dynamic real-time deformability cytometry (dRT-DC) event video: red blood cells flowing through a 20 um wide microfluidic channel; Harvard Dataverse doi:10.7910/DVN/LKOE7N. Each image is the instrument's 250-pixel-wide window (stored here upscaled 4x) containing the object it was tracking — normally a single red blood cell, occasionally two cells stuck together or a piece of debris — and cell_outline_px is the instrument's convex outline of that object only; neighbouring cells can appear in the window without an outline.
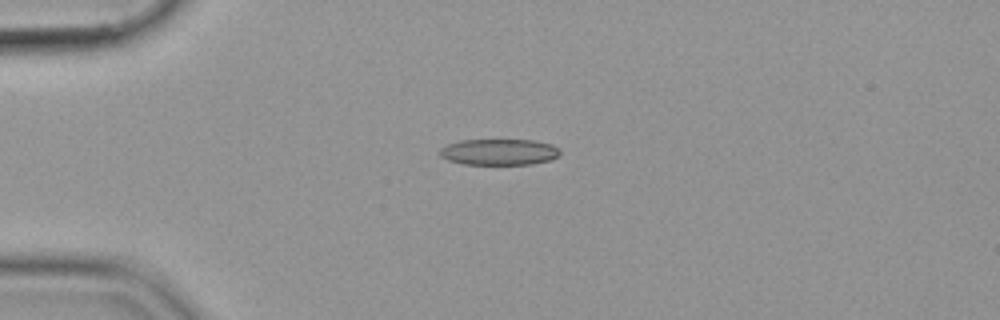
{"species": "common noctule bat (a hibernating species)", "species_latin": "Nyctalus noctula", "temperature_condition": "cold", "stored_images_in_passage": 42, "camera_frame_rate_fps": 3000, "um_per_image_px": 0.085, "animal": {"sex": "female", "body_mass_g": 19.9}, "frame": {"image": 1, "passage_image": 1, "time_ms": 0.0, "image_size_px": [1000, 320], "cell_outline_px": [[560, 156], [552, 160], [532, 164], [464, 164], [448, 160], [440, 156], [440, 148], [448, 144], [460, 140], [532, 140], [552, 144], [560, 148]], "centroid_in_image_um": [42.47, 12.92], "position_along_channel_um": 42.5, "area_um2": 18.44}}
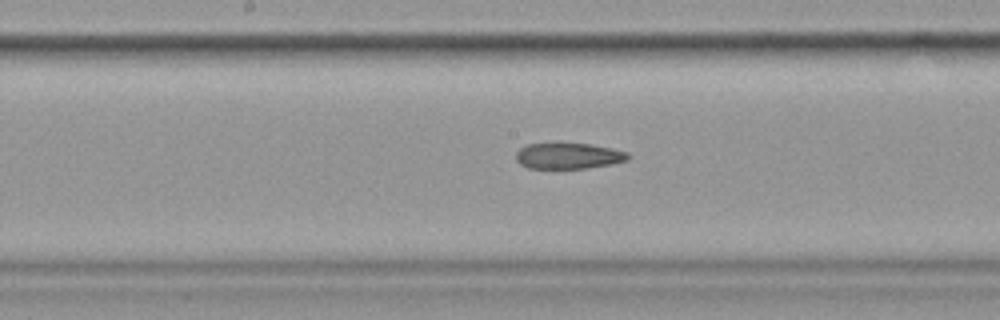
{"frame": {"image": 2, "passage_image": 16, "time_ms": 5.0, "image_size_px": [1000, 320], "cell_outline_px": [[628, 160], [612, 164], [588, 168], [528, 168], [520, 164], [516, 160], [516, 152], [520, 148], [528, 144], [556, 140], [560, 140], [592, 144], [612, 148], [628, 152]], "centroid_in_image_um": [48.28, 13.19], "position_along_channel_um": 199.9, "area_um2": 17.8}}
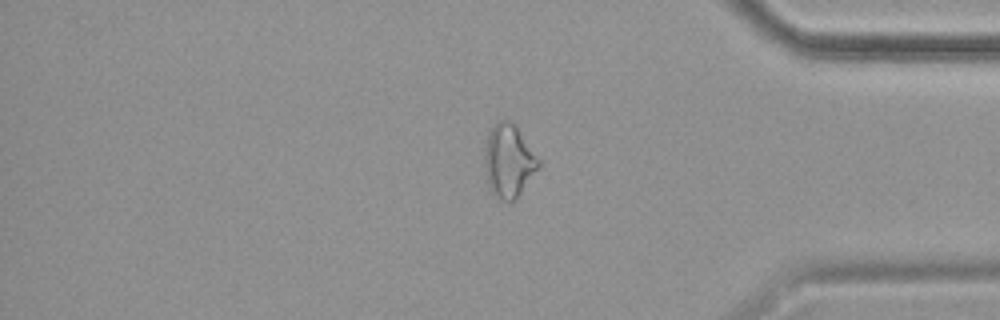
{"frame": {"image": 3, "passage_image": 33, "time_ms": 10.667, "image_size_px": [1000, 320], "cell_outline_px": [[540, 168], [520, 192], [512, 200], [504, 200], [496, 196], [492, 192], [488, 184], [484, 168], [484, 148], [488, 132], [500, 120], [508, 120], [516, 124], [540, 160]], "centroid_in_image_um": [43.24, 13.63], "position_along_channel_um": 392.0, "area_um2": 22.89}}